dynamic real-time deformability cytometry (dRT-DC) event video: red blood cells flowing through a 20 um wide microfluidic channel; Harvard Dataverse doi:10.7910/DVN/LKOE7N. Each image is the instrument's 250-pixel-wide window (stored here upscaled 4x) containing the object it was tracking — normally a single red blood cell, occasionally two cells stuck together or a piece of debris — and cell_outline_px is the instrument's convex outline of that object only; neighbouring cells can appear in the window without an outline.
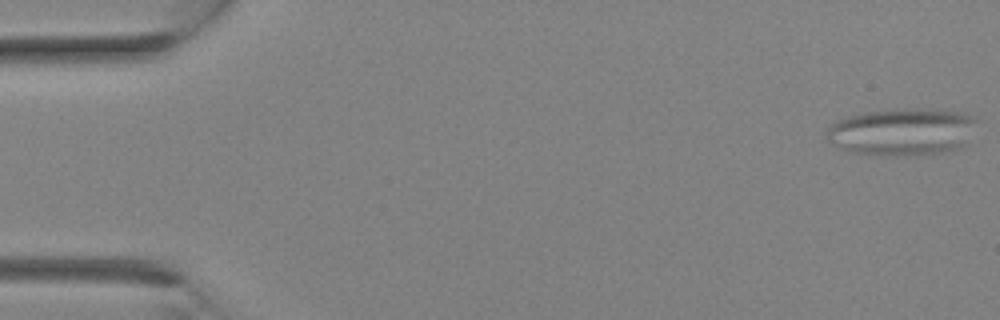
{"species": "Egyptian fruit bat (a non-hibernating species)", "species_latin": "Rousettus aegyptiacus", "temperature_condition": "room temperature", "stored_images_in_passage": 16, "camera_frame_rate_fps": 3000, "um_per_image_px": 0.085, "animal": {"sex": "female"}, "frame": {"image": 1, "passage_image": 1, "time_ms": 0.0, "image_size_px": [1000, 320], "cell_outline_px": [[976, 120], [964, 144], [960, 148], [948, 152], [908, 156], [888, 156], [848, 152], [840, 148], [828, 140], [828, 128], [836, 120], [848, 116], [868, 112], [896, 108], [904, 108], [964, 112], [972, 116]], "centroid_in_image_um": [76.66, 11.22], "position_along_channel_um": 8.3, "area_um2": 41.33}}
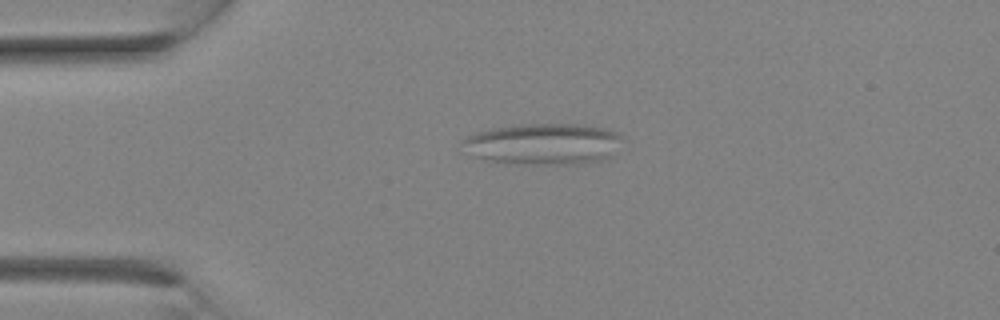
{"frame": {"image": 2, "passage_image": 7, "time_ms": 2.0, "image_size_px": [1000, 320], "cell_outline_px": [[624, 136], [612, 156], [604, 160], [584, 164], [524, 164], [492, 160], [472, 156], [460, 144], [460, 140], [476, 132], [492, 128], [520, 124], [576, 124], [608, 128]], "centroid_in_image_um": [46.23, 12.23], "position_along_channel_um": 38.8, "area_um2": 38.78}}
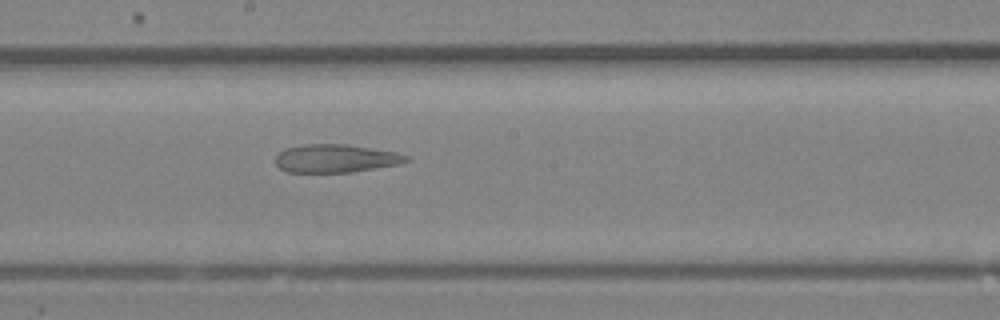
{"frame": {"image": 3, "passage_image": 16, "time_ms": 5.0, "image_size_px": [1000, 320], "cell_outline_px": [[412, 160], [400, 164], [352, 172], [288, 172], [280, 168], [276, 164], [276, 156], [280, 152], [288, 148], [304, 144], [348, 144], [396, 152], [408, 156]], "centroid_in_image_um": [28.58, 13.46], "position_along_channel_um": 219.6, "area_um2": 21.44}}